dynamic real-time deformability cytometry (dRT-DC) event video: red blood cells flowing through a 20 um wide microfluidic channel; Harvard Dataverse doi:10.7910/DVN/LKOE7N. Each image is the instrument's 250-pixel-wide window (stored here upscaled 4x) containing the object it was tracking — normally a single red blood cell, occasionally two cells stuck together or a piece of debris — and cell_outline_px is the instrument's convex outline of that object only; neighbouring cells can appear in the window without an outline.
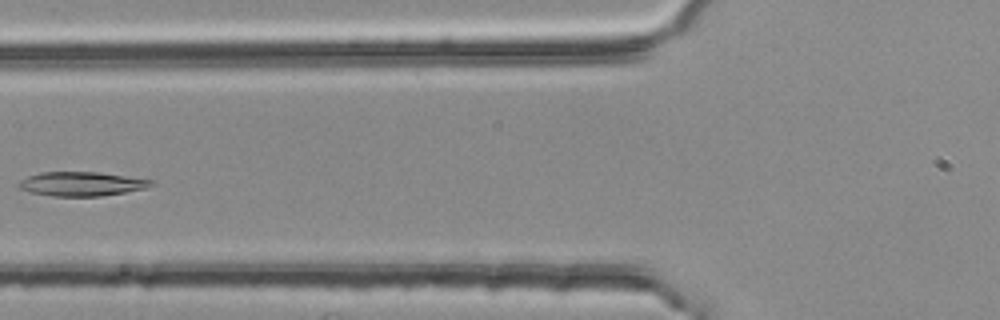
{"species": "common noctule bat (a hibernating species)", "species_latin": "Nyctalus noctula", "temperature_condition": "room temperature", "stored_images_in_passage": 5, "segment_of_instrument_passage": [2, 2], "camera_frame_rate_fps": 3000, "um_per_image_px": 0.085, "animal": {"sex": "female", "body_mass_g": 25.1}, "frame": {"image": 1, "passage_image": 5, "time_ms": 1.333, "image_size_px": [1000, 320], "cell_outline_px": [[156, 184], [144, 188], [124, 192], [100, 196], [52, 196], [32, 192], [16, 188], [16, 184], [20, 180], [28, 176], [40, 172], [96, 172], [152, 180]], "centroid_in_image_um": [6.86, 15.63], "position_along_channel_um": 118.9, "area_um2": 18.5}}